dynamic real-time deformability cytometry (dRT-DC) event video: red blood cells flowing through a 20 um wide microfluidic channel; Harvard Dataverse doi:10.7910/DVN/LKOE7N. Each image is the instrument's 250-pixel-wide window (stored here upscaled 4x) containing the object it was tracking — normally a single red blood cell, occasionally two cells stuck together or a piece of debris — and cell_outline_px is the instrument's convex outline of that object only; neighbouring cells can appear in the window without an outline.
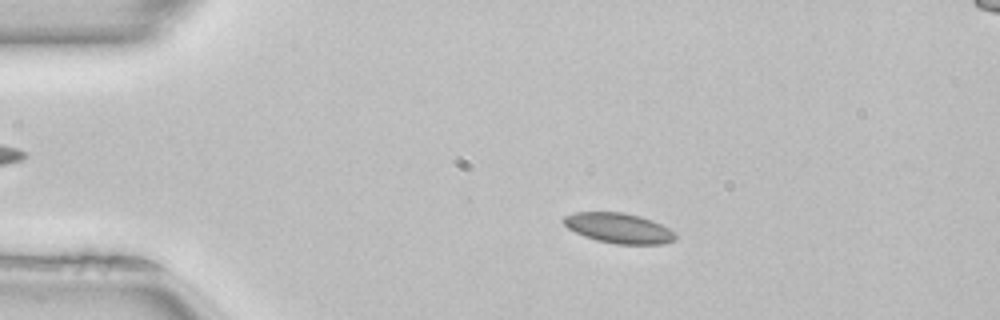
{"species": "common noctule bat (a hibernating species)", "species_latin": "Nyctalus noctula", "temperature_condition": "room temperature", "stored_images_in_passage": 51, "camera_frame_rate_fps": 3000, "um_per_image_px": 0.085, "animal": {"sex": "female", "body_mass_g": 22.7, "forearm_length_mm": 54.2}, "frame": {"image": 1, "passage_image": 10, "time_ms": 3.0, "image_size_px": [1000, 320], "cell_outline_px": [[676, 240], [664, 244], [616, 244], [596, 240], [584, 236], [568, 228], [560, 220], [564, 216], [576, 212], [624, 212], [640, 216], [652, 220], [668, 228], [676, 236]], "centroid_in_image_um": [52.57, 19.39], "position_along_channel_um": 32.4, "area_um2": 19.65}}
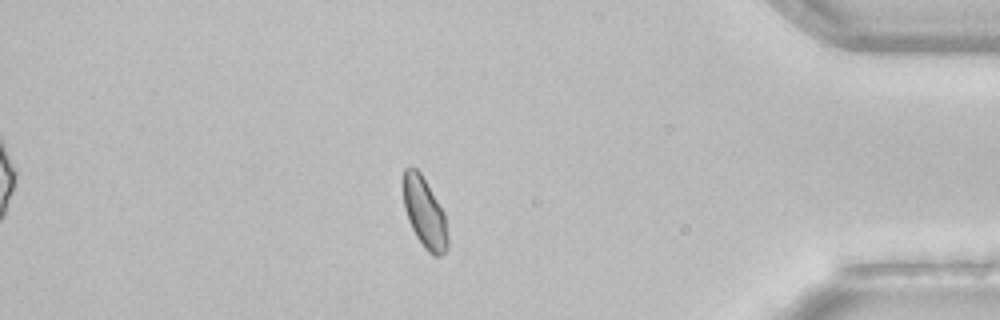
{"frame": {"image": 2, "passage_image": 44, "time_ms": 14.333, "image_size_px": [1000, 320], "cell_outline_px": [[448, 248], [440, 256], [432, 256], [424, 248], [416, 236], [408, 220], [404, 208], [404, 168], [408, 164], [416, 168], [420, 172], [444, 212], [448, 236]], "centroid_in_image_um": [36.09, 18.1], "position_along_channel_um": 399.1, "area_um2": 18.21}, "authors_computed_cell_mechanics": {"area_um2": 19.2474, "velocity_mm_per_s": 4.0073, "shape_relaxation_time_tau1_ms": 4.6025, "shape_relaxation_time_tau2_ms": 4.9032, "deformation_change_tau1": 0.0817, "deformation_change_tau2": 0.0667}}